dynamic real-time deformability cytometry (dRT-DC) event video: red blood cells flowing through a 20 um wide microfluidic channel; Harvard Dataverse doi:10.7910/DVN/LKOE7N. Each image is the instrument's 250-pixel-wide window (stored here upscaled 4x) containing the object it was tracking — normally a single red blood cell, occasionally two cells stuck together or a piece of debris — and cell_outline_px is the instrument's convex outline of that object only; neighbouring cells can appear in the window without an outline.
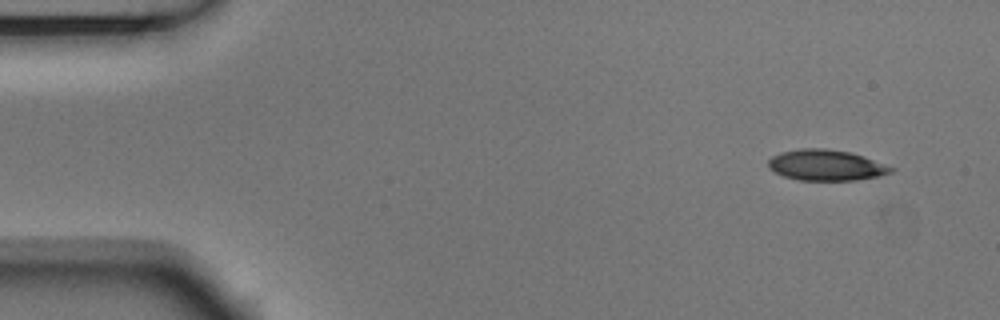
{"species": "Egyptian fruit bat (a non-hibernating species)", "species_latin": "Rousettus aegyptiacus", "temperature_condition": "room temperature", "stored_images_in_passage": 4, "camera_frame_rate_fps": 3000, "um_per_image_px": 0.085, "animal": {"sex": "male"}, "frame": {"image": 1, "passage_image": 1, "time_ms": 0.0, "image_size_px": [1000, 320], "cell_outline_px": [[896, 168], [892, 172], [880, 176], [856, 180], [800, 180], [784, 176], [768, 168], [768, 160], [772, 156], [780, 152], [800, 148], [824, 148], [852, 152]], "centroid_in_image_um": [70.22, 14.03], "position_along_channel_um": 14.8, "area_um2": 22.14}}
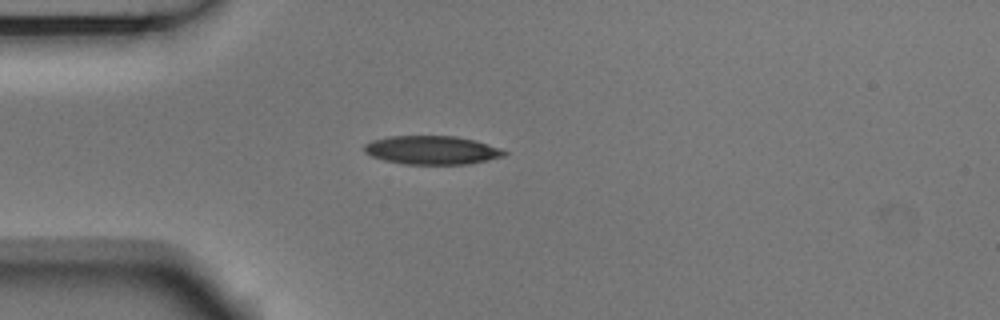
{"frame": {"image": 2, "passage_image": 3, "time_ms": 0.667, "image_size_px": [1000, 320], "cell_outline_px": [[508, 152], [504, 156], [488, 160], [468, 164], [404, 164], [384, 160], [372, 156], [364, 152], [364, 144], [372, 140], [388, 136], [456, 136], [476, 140], [500, 148]], "centroid_in_image_um": [36.72, 12.75], "position_along_channel_um": 48.3, "area_um2": 23.41}}